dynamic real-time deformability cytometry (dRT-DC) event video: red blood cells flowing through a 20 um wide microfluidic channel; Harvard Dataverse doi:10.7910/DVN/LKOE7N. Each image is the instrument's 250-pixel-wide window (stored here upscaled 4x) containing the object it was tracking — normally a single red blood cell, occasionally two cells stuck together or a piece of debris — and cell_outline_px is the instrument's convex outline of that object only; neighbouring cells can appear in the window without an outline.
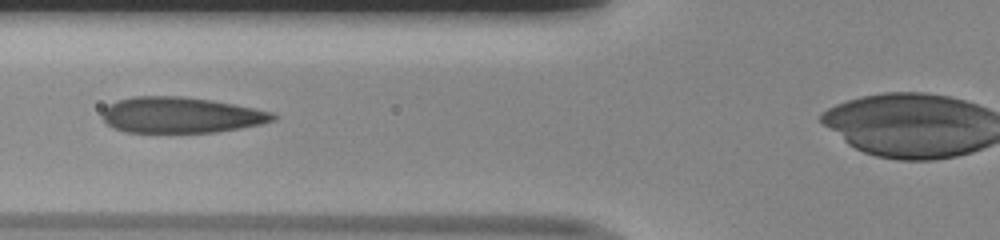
{"species": "human", "species_latin": "Homo sapiens", "temperature_condition": "room temperature", "stored_images_in_passage": 39, "camera_frame_rate_fps": 3000, "um_per_image_px": 0.085, "donor": {"sex": "male"}, "frame": {"image": 1, "passage_image": 14, "time_ms": 4.333, "image_size_px": [1000, 240], "cell_outline_px": [[276, 120], [260, 124], [240, 128], [216, 132], [124, 132], [112, 128], [104, 120], [104, 108], [120, 100], [132, 96], [180, 96], [208, 100], [232, 104], [272, 112], [276, 116]], "centroid_in_image_um": [15.37, 9.79], "position_along_channel_um": 110.4, "area_um2": 35.2}}
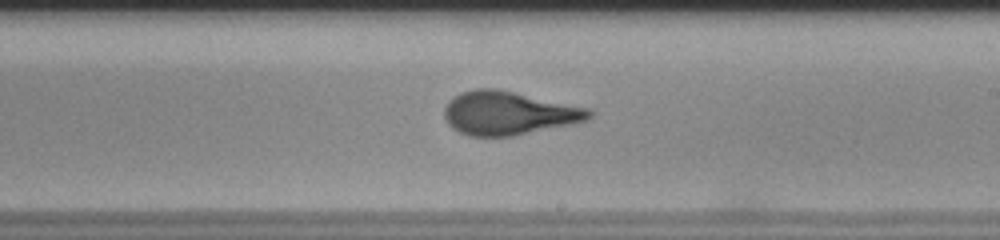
{"frame": {"image": 2, "passage_image": 24, "time_ms": 7.667, "image_size_px": [1000, 240], "cell_outline_px": [[592, 116], [584, 120], [568, 124], [512, 136], [468, 136], [452, 128], [448, 124], [444, 116], [444, 108], [448, 100], [460, 92], [476, 88], [496, 88], [588, 108], [592, 112]], "centroid_in_image_um": [43.14, 9.6], "position_along_channel_um": 245.9, "area_um2": 36.36}}
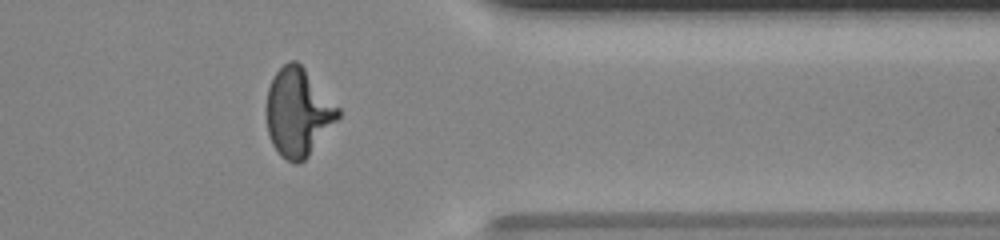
{"frame": {"image": 3, "passage_image": 35, "time_ms": 11.333, "image_size_px": [1000, 240], "cell_outline_px": [[340, 116], [308, 156], [300, 164], [296, 164], [280, 156], [272, 144], [268, 132], [268, 88], [276, 72], [288, 60], [296, 60], [304, 68], [340, 108]], "centroid_in_image_um": [25.35, 9.55], "position_along_channel_um": 386.1, "area_um2": 36.18}}